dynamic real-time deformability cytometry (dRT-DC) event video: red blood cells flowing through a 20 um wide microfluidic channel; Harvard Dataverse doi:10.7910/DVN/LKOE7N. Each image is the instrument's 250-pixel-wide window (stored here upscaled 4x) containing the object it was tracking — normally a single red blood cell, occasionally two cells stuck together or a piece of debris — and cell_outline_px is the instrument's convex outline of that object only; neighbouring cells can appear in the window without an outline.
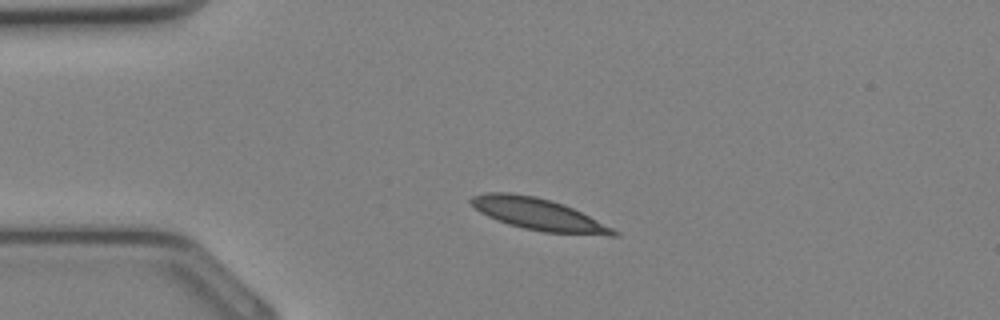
{"species": "Egyptian fruit bat (a non-hibernating species)", "species_latin": "Rousettus aegyptiacus", "temperature_condition": "cold", "stored_images_in_passage": 27, "camera_frame_rate_fps": 3000, "um_per_image_px": 0.085, "animal": {"sex": "female"}, "frame": {"image": 1, "passage_image": 1, "time_ms": 0.0, "image_size_px": [1000, 320], "cell_outline_px": [[620, 236], [608, 236], [544, 232], [524, 228], [508, 224], [488, 216], [480, 212], [468, 200], [472, 196], [488, 192], [512, 192], [536, 196], [564, 204], [620, 232]], "centroid_in_image_um": [45.77, 18.21], "position_along_channel_um": 39.2, "area_um2": 26.3}}
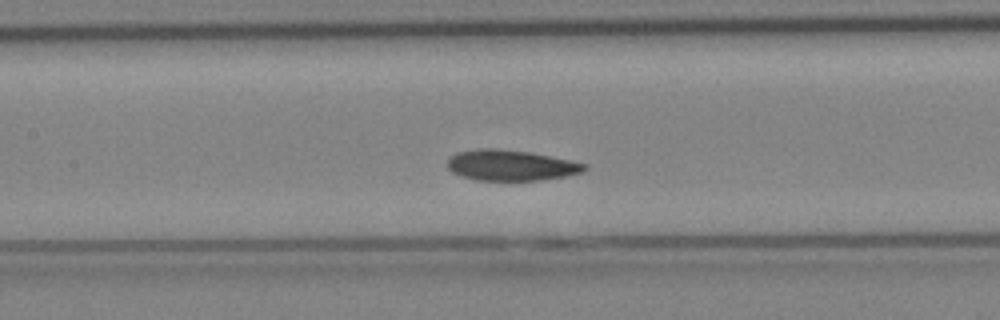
{"frame": {"image": 2, "passage_image": 9, "time_ms": 2.667, "image_size_px": [1000, 320], "cell_outline_px": [[588, 168], [584, 172], [568, 176], [540, 180], [476, 180], [452, 172], [448, 168], [448, 160], [456, 152], [480, 148], [496, 148], [528, 152], [588, 164]], "centroid_in_image_um": [43.45, 14.05], "position_along_channel_um": 164.0, "area_um2": 24.39}}
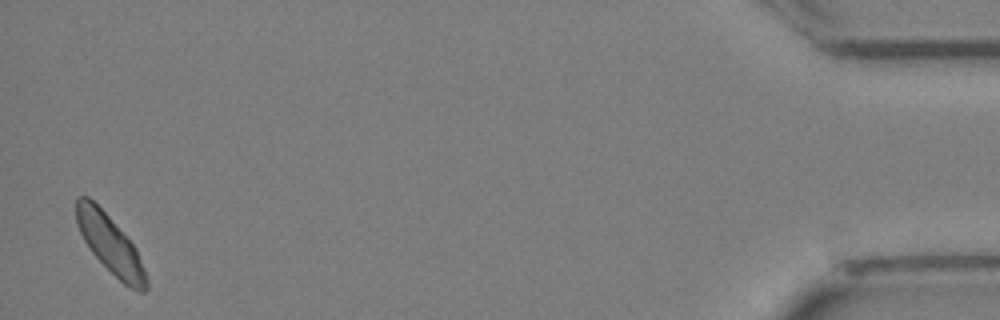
{"frame": {"image": 3, "passage_image": 27, "time_ms": 8.667, "image_size_px": [1000, 320], "cell_outline_px": [[148, 288], [144, 292], [140, 292], [124, 284], [92, 252], [84, 240], [76, 224], [76, 200], [80, 196], [88, 196], [108, 216], [136, 248], [144, 268], [148, 280]], "centroid_in_image_um": [9.37, 20.78], "position_along_channel_um": 425.8, "area_um2": 23.12}}